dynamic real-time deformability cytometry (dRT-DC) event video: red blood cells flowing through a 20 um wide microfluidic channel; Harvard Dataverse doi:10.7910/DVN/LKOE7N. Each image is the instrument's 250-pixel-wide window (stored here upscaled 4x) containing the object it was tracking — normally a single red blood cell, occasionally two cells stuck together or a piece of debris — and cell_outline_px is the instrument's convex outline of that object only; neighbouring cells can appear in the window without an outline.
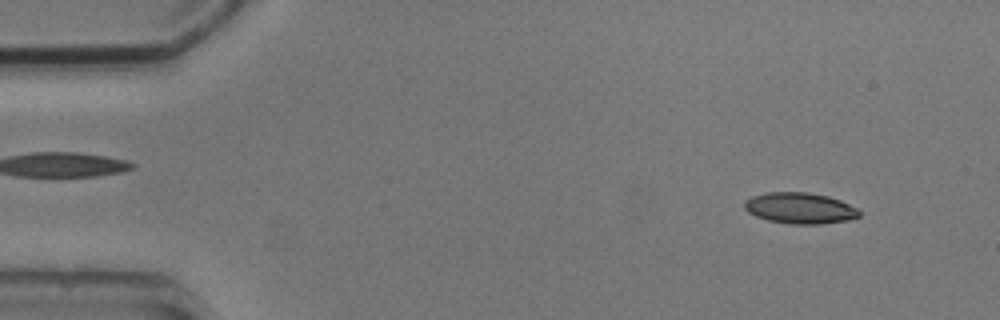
{"species": "common noctule bat (a hibernating species)", "species_latin": "Nyctalus noctula", "temperature_condition": "cold", "stored_images_in_passage": 2, "camera_frame_rate_fps": 3000, "um_per_image_px": 0.085, "animal": {"sex": "male", "body_mass_g": 20.5, "forearm_length_mm": 52.5}, "frame": {"image": 1, "passage_image": 2, "time_ms": 2.0, "image_size_px": [1000, 320], "cell_outline_px": [[860, 216], [848, 220], [820, 224], [788, 224], [768, 220], [756, 216], [748, 212], [744, 208], [744, 200], [752, 196], [768, 192], [808, 192], [828, 196], [840, 200], [856, 208], [860, 212]], "centroid_in_image_um": [67.97, 17.69], "position_along_channel_um": 17.0, "area_um2": 20.81}}